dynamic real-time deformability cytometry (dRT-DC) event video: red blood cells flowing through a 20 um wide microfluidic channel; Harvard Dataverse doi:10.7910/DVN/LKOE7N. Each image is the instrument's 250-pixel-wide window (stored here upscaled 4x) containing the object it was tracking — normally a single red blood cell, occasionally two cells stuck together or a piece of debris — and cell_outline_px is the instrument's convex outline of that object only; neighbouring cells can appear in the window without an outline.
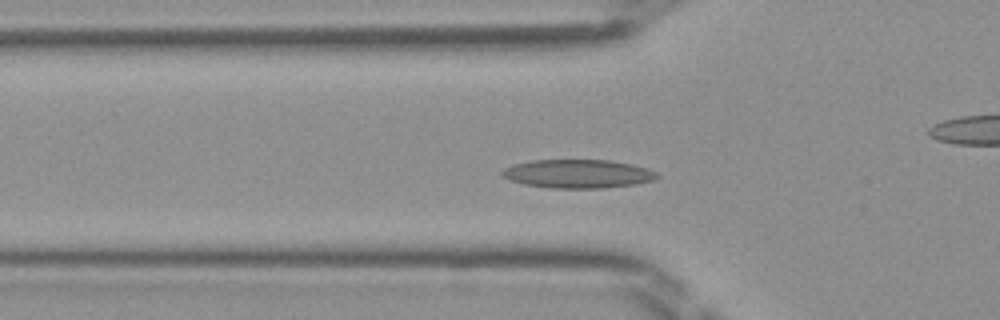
{"species": "Egyptian fruit bat (a non-hibernating species)", "species_latin": "Rousettus aegyptiacus", "temperature_condition": "room temperature", "stored_images_in_passage": 44, "camera_frame_rate_fps": 3000, "um_per_image_px": 0.085, "frame": {"image": 1, "passage_image": 11, "time_ms": 3.333, "image_size_px": [1000, 320], "cell_outline_px": [[660, 176], [652, 180], [636, 184], [604, 188], [548, 188], [524, 184], [512, 180], [504, 176], [500, 172], [504, 168], [512, 164], [532, 160], [612, 160], [632, 164], [648, 168], [656, 172]], "centroid_in_image_um": [49.13, 14.77], "position_along_channel_um": 76.7, "area_um2": 25.89}}
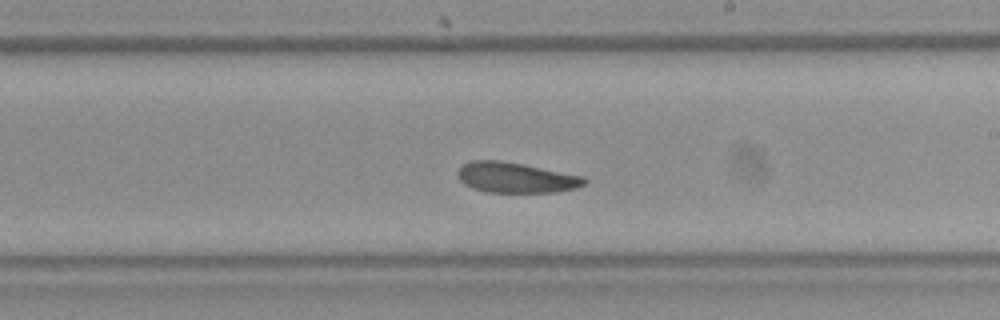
{"frame": {"image": 2, "passage_image": 23, "time_ms": 7.333, "image_size_px": [1000, 320], "cell_outline_px": [[588, 180], [584, 184], [576, 188], [560, 192], [488, 192], [472, 188], [464, 184], [460, 180], [456, 172], [464, 164], [472, 160], [500, 160], [524, 164], [584, 176]], "centroid_in_image_um": [43.86, 15.09], "position_along_channel_um": 245.1, "area_um2": 22.54}}
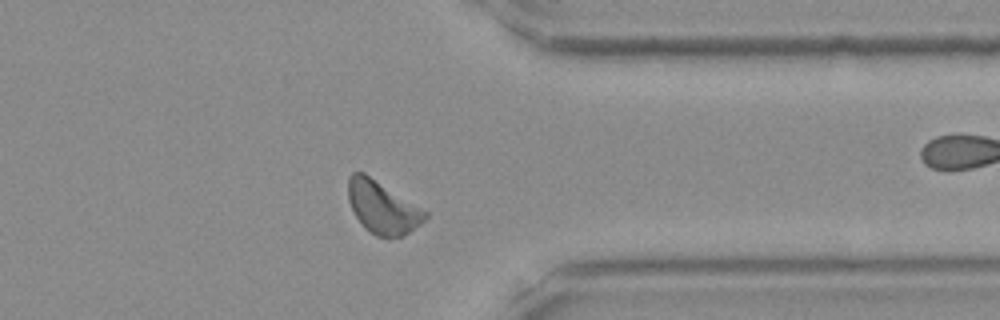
{"frame": {"image": 3, "passage_image": 33, "time_ms": 10.667, "image_size_px": [1000, 320], "cell_outline_px": [[428, 216], [420, 224], [404, 236], [376, 236], [364, 228], [352, 212], [348, 200], [348, 176], [352, 172], [364, 172], [428, 212]], "centroid_in_image_um": [32.47, 17.61], "position_along_channel_um": 378.9, "area_um2": 23.47}}